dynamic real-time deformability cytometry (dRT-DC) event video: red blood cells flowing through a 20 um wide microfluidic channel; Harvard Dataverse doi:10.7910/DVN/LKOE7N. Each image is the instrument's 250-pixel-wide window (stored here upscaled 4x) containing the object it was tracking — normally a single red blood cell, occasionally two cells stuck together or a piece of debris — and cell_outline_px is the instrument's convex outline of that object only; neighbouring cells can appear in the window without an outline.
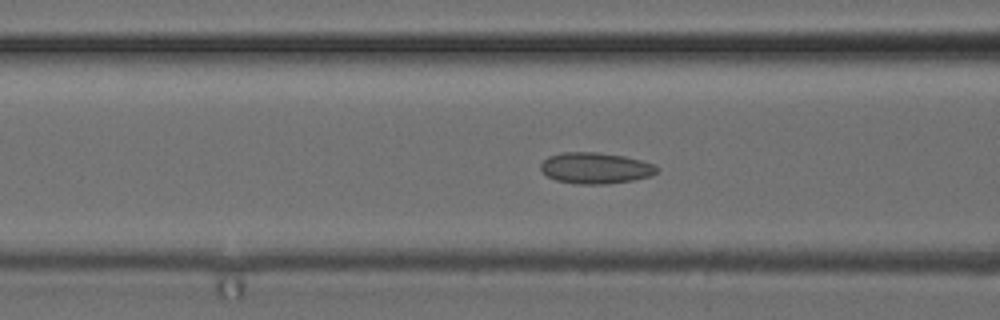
{"species": "common noctule bat (a hibernating species)", "species_latin": "Nyctalus noctula", "temperature_condition": "cold", "stored_images_in_passage": 53, "camera_frame_rate_fps": 3000, "um_per_image_px": 0.085, "animal": {"sex": "female", "body_mass_g": 24.6, "forearm_length_mm": 56.2}, "frame": {"image": 1, "passage_image": 21, "time_ms": 6.667, "image_size_px": [1000, 320], "cell_outline_px": [[660, 168], [652, 176], [632, 180], [604, 184], [576, 184], [556, 180], [548, 176], [540, 168], [540, 164], [548, 156], [560, 152], [596, 152], [624, 156], [656, 164]], "centroid_in_image_um": [50.63, 14.28], "position_along_channel_um": 116.0, "area_um2": 21.15}}
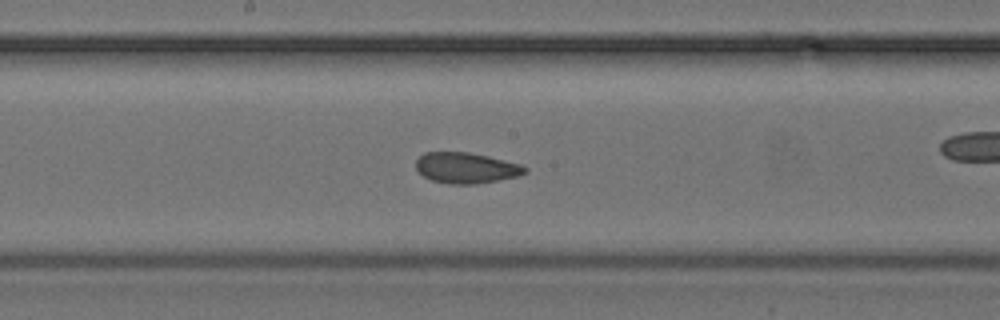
{"frame": {"image": 2, "passage_image": 28, "time_ms": 9.0, "image_size_px": [1000, 320], "cell_outline_px": [[528, 172], [516, 176], [476, 184], [448, 184], [432, 180], [424, 176], [416, 168], [416, 160], [424, 152], [468, 152], [488, 156], [520, 164], [528, 168]], "centroid_in_image_um": [39.61, 14.27], "position_along_channel_um": 208.6, "area_um2": 19.42}}
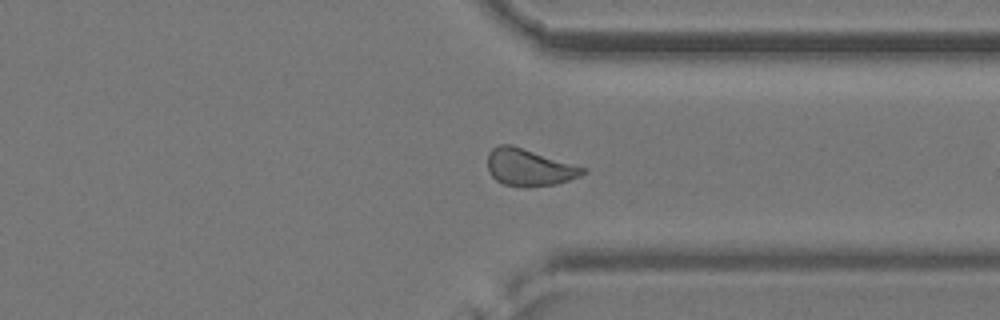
{"frame": {"image": 3, "passage_image": 40, "time_ms": 13.0, "image_size_px": [1000, 320], "cell_outline_px": [[588, 172], [580, 176], [556, 184], [504, 184], [496, 180], [488, 172], [488, 152], [492, 148], [500, 144], [512, 144], [588, 168]], "centroid_in_image_um": [45.0, 14.17], "position_along_channel_um": 366.4, "area_um2": 20.17}}